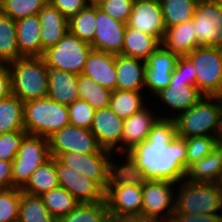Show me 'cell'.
Segmentation results:
<instances>
[{
	"instance_id": "8",
	"label": "cell",
	"mask_w": 222,
	"mask_h": 222,
	"mask_svg": "<svg viewBox=\"0 0 222 222\" xmlns=\"http://www.w3.org/2000/svg\"><path fill=\"white\" fill-rule=\"evenodd\" d=\"M49 158L48 138L26 134L12 161V187L21 189L30 175Z\"/></svg>"
},
{
	"instance_id": "53",
	"label": "cell",
	"mask_w": 222,
	"mask_h": 222,
	"mask_svg": "<svg viewBox=\"0 0 222 222\" xmlns=\"http://www.w3.org/2000/svg\"><path fill=\"white\" fill-rule=\"evenodd\" d=\"M217 148L219 149V151L222 153V138L218 137L217 140Z\"/></svg>"
},
{
	"instance_id": "36",
	"label": "cell",
	"mask_w": 222,
	"mask_h": 222,
	"mask_svg": "<svg viewBox=\"0 0 222 222\" xmlns=\"http://www.w3.org/2000/svg\"><path fill=\"white\" fill-rule=\"evenodd\" d=\"M18 222H57V219L48 212L41 196L21 191Z\"/></svg>"
},
{
	"instance_id": "48",
	"label": "cell",
	"mask_w": 222,
	"mask_h": 222,
	"mask_svg": "<svg viewBox=\"0 0 222 222\" xmlns=\"http://www.w3.org/2000/svg\"><path fill=\"white\" fill-rule=\"evenodd\" d=\"M67 19L79 13L89 3V0H48Z\"/></svg>"
},
{
	"instance_id": "46",
	"label": "cell",
	"mask_w": 222,
	"mask_h": 222,
	"mask_svg": "<svg viewBox=\"0 0 222 222\" xmlns=\"http://www.w3.org/2000/svg\"><path fill=\"white\" fill-rule=\"evenodd\" d=\"M170 82L186 83L196 86V71L192 61L187 57H178Z\"/></svg>"
},
{
	"instance_id": "44",
	"label": "cell",
	"mask_w": 222,
	"mask_h": 222,
	"mask_svg": "<svg viewBox=\"0 0 222 222\" xmlns=\"http://www.w3.org/2000/svg\"><path fill=\"white\" fill-rule=\"evenodd\" d=\"M95 3L100 10L108 14L111 18L127 24L134 0H98Z\"/></svg>"
},
{
	"instance_id": "33",
	"label": "cell",
	"mask_w": 222,
	"mask_h": 222,
	"mask_svg": "<svg viewBox=\"0 0 222 222\" xmlns=\"http://www.w3.org/2000/svg\"><path fill=\"white\" fill-rule=\"evenodd\" d=\"M24 130V103L14 95L0 100V134Z\"/></svg>"
},
{
	"instance_id": "17",
	"label": "cell",
	"mask_w": 222,
	"mask_h": 222,
	"mask_svg": "<svg viewBox=\"0 0 222 222\" xmlns=\"http://www.w3.org/2000/svg\"><path fill=\"white\" fill-rule=\"evenodd\" d=\"M127 24L111 18L96 4V32L92 49L113 55H120Z\"/></svg>"
},
{
	"instance_id": "30",
	"label": "cell",
	"mask_w": 222,
	"mask_h": 222,
	"mask_svg": "<svg viewBox=\"0 0 222 222\" xmlns=\"http://www.w3.org/2000/svg\"><path fill=\"white\" fill-rule=\"evenodd\" d=\"M145 93L146 92L114 90L112 91L109 107L120 118L123 120L127 119L131 115L140 112L149 104L150 99L147 98Z\"/></svg>"
},
{
	"instance_id": "12",
	"label": "cell",
	"mask_w": 222,
	"mask_h": 222,
	"mask_svg": "<svg viewBox=\"0 0 222 222\" xmlns=\"http://www.w3.org/2000/svg\"><path fill=\"white\" fill-rule=\"evenodd\" d=\"M48 146L50 157L53 158L69 152L93 154L101 148L90 129L71 124L53 133L48 138Z\"/></svg>"
},
{
	"instance_id": "35",
	"label": "cell",
	"mask_w": 222,
	"mask_h": 222,
	"mask_svg": "<svg viewBox=\"0 0 222 222\" xmlns=\"http://www.w3.org/2000/svg\"><path fill=\"white\" fill-rule=\"evenodd\" d=\"M78 92L79 98L95 110L109 107L112 91L97 84L90 77L78 75Z\"/></svg>"
},
{
	"instance_id": "27",
	"label": "cell",
	"mask_w": 222,
	"mask_h": 222,
	"mask_svg": "<svg viewBox=\"0 0 222 222\" xmlns=\"http://www.w3.org/2000/svg\"><path fill=\"white\" fill-rule=\"evenodd\" d=\"M191 183L216 182L222 184V153L216 147L200 161L191 165L186 174Z\"/></svg>"
},
{
	"instance_id": "43",
	"label": "cell",
	"mask_w": 222,
	"mask_h": 222,
	"mask_svg": "<svg viewBox=\"0 0 222 222\" xmlns=\"http://www.w3.org/2000/svg\"><path fill=\"white\" fill-rule=\"evenodd\" d=\"M177 59V55L160 45L145 61V71L173 72Z\"/></svg>"
},
{
	"instance_id": "52",
	"label": "cell",
	"mask_w": 222,
	"mask_h": 222,
	"mask_svg": "<svg viewBox=\"0 0 222 222\" xmlns=\"http://www.w3.org/2000/svg\"><path fill=\"white\" fill-rule=\"evenodd\" d=\"M112 222H162L156 219H150L143 216H127L112 220Z\"/></svg>"
},
{
	"instance_id": "1",
	"label": "cell",
	"mask_w": 222,
	"mask_h": 222,
	"mask_svg": "<svg viewBox=\"0 0 222 222\" xmlns=\"http://www.w3.org/2000/svg\"><path fill=\"white\" fill-rule=\"evenodd\" d=\"M129 154L147 180L178 183L186 178V141L177 136L174 119L160 118Z\"/></svg>"
},
{
	"instance_id": "54",
	"label": "cell",
	"mask_w": 222,
	"mask_h": 222,
	"mask_svg": "<svg viewBox=\"0 0 222 222\" xmlns=\"http://www.w3.org/2000/svg\"><path fill=\"white\" fill-rule=\"evenodd\" d=\"M219 137L222 138V113H221V122H220V131H219Z\"/></svg>"
},
{
	"instance_id": "23",
	"label": "cell",
	"mask_w": 222,
	"mask_h": 222,
	"mask_svg": "<svg viewBox=\"0 0 222 222\" xmlns=\"http://www.w3.org/2000/svg\"><path fill=\"white\" fill-rule=\"evenodd\" d=\"M42 50L54 47L68 32V19L49 2L38 13Z\"/></svg>"
},
{
	"instance_id": "39",
	"label": "cell",
	"mask_w": 222,
	"mask_h": 222,
	"mask_svg": "<svg viewBox=\"0 0 222 222\" xmlns=\"http://www.w3.org/2000/svg\"><path fill=\"white\" fill-rule=\"evenodd\" d=\"M48 0H0V12L17 21L36 15Z\"/></svg>"
},
{
	"instance_id": "45",
	"label": "cell",
	"mask_w": 222,
	"mask_h": 222,
	"mask_svg": "<svg viewBox=\"0 0 222 222\" xmlns=\"http://www.w3.org/2000/svg\"><path fill=\"white\" fill-rule=\"evenodd\" d=\"M26 134L25 130H15L0 134V160L13 161Z\"/></svg>"
},
{
	"instance_id": "13",
	"label": "cell",
	"mask_w": 222,
	"mask_h": 222,
	"mask_svg": "<svg viewBox=\"0 0 222 222\" xmlns=\"http://www.w3.org/2000/svg\"><path fill=\"white\" fill-rule=\"evenodd\" d=\"M111 153L109 150L100 148L93 154L76 152L60 154L57 159L63 165L96 182L106 192L108 187V159Z\"/></svg>"
},
{
	"instance_id": "15",
	"label": "cell",
	"mask_w": 222,
	"mask_h": 222,
	"mask_svg": "<svg viewBox=\"0 0 222 222\" xmlns=\"http://www.w3.org/2000/svg\"><path fill=\"white\" fill-rule=\"evenodd\" d=\"M56 173L60 187L68 190L79 203L105 201V191L96 182L63 165L57 158Z\"/></svg>"
},
{
	"instance_id": "20",
	"label": "cell",
	"mask_w": 222,
	"mask_h": 222,
	"mask_svg": "<svg viewBox=\"0 0 222 222\" xmlns=\"http://www.w3.org/2000/svg\"><path fill=\"white\" fill-rule=\"evenodd\" d=\"M116 157V158H115ZM108 186H143L147 179L129 153H111L108 159Z\"/></svg>"
},
{
	"instance_id": "49",
	"label": "cell",
	"mask_w": 222,
	"mask_h": 222,
	"mask_svg": "<svg viewBox=\"0 0 222 222\" xmlns=\"http://www.w3.org/2000/svg\"><path fill=\"white\" fill-rule=\"evenodd\" d=\"M170 222H222V214H189L174 211Z\"/></svg>"
},
{
	"instance_id": "19",
	"label": "cell",
	"mask_w": 222,
	"mask_h": 222,
	"mask_svg": "<svg viewBox=\"0 0 222 222\" xmlns=\"http://www.w3.org/2000/svg\"><path fill=\"white\" fill-rule=\"evenodd\" d=\"M123 123L122 118L106 107L95 110L90 130L101 148L113 152L120 145Z\"/></svg>"
},
{
	"instance_id": "25",
	"label": "cell",
	"mask_w": 222,
	"mask_h": 222,
	"mask_svg": "<svg viewBox=\"0 0 222 222\" xmlns=\"http://www.w3.org/2000/svg\"><path fill=\"white\" fill-rule=\"evenodd\" d=\"M48 76V98L65 106H69L74 101L80 99L77 74L49 69Z\"/></svg>"
},
{
	"instance_id": "9",
	"label": "cell",
	"mask_w": 222,
	"mask_h": 222,
	"mask_svg": "<svg viewBox=\"0 0 222 222\" xmlns=\"http://www.w3.org/2000/svg\"><path fill=\"white\" fill-rule=\"evenodd\" d=\"M176 183L147 180L142 186L141 216L170 222L174 212Z\"/></svg>"
},
{
	"instance_id": "2",
	"label": "cell",
	"mask_w": 222,
	"mask_h": 222,
	"mask_svg": "<svg viewBox=\"0 0 222 222\" xmlns=\"http://www.w3.org/2000/svg\"><path fill=\"white\" fill-rule=\"evenodd\" d=\"M12 95L23 103L46 98L49 69L41 57H23L8 64Z\"/></svg>"
},
{
	"instance_id": "29",
	"label": "cell",
	"mask_w": 222,
	"mask_h": 222,
	"mask_svg": "<svg viewBox=\"0 0 222 222\" xmlns=\"http://www.w3.org/2000/svg\"><path fill=\"white\" fill-rule=\"evenodd\" d=\"M160 45L154 36L126 27L121 55L146 61Z\"/></svg>"
},
{
	"instance_id": "31",
	"label": "cell",
	"mask_w": 222,
	"mask_h": 222,
	"mask_svg": "<svg viewBox=\"0 0 222 222\" xmlns=\"http://www.w3.org/2000/svg\"><path fill=\"white\" fill-rule=\"evenodd\" d=\"M20 58L16 21L0 12V62L9 64Z\"/></svg>"
},
{
	"instance_id": "6",
	"label": "cell",
	"mask_w": 222,
	"mask_h": 222,
	"mask_svg": "<svg viewBox=\"0 0 222 222\" xmlns=\"http://www.w3.org/2000/svg\"><path fill=\"white\" fill-rule=\"evenodd\" d=\"M92 46L67 32L58 43L43 52L42 59L48 69L82 74Z\"/></svg>"
},
{
	"instance_id": "26",
	"label": "cell",
	"mask_w": 222,
	"mask_h": 222,
	"mask_svg": "<svg viewBox=\"0 0 222 222\" xmlns=\"http://www.w3.org/2000/svg\"><path fill=\"white\" fill-rule=\"evenodd\" d=\"M161 45L178 57L188 56L199 47L192 20L167 28Z\"/></svg>"
},
{
	"instance_id": "28",
	"label": "cell",
	"mask_w": 222,
	"mask_h": 222,
	"mask_svg": "<svg viewBox=\"0 0 222 222\" xmlns=\"http://www.w3.org/2000/svg\"><path fill=\"white\" fill-rule=\"evenodd\" d=\"M59 186L56 158L50 157L30 175L21 191L29 195L42 196Z\"/></svg>"
},
{
	"instance_id": "42",
	"label": "cell",
	"mask_w": 222,
	"mask_h": 222,
	"mask_svg": "<svg viewBox=\"0 0 222 222\" xmlns=\"http://www.w3.org/2000/svg\"><path fill=\"white\" fill-rule=\"evenodd\" d=\"M67 108L71 125L85 129L91 128L95 109L90 104L78 99L67 106Z\"/></svg>"
},
{
	"instance_id": "51",
	"label": "cell",
	"mask_w": 222,
	"mask_h": 222,
	"mask_svg": "<svg viewBox=\"0 0 222 222\" xmlns=\"http://www.w3.org/2000/svg\"><path fill=\"white\" fill-rule=\"evenodd\" d=\"M12 188V161L0 160V189Z\"/></svg>"
},
{
	"instance_id": "11",
	"label": "cell",
	"mask_w": 222,
	"mask_h": 222,
	"mask_svg": "<svg viewBox=\"0 0 222 222\" xmlns=\"http://www.w3.org/2000/svg\"><path fill=\"white\" fill-rule=\"evenodd\" d=\"M199 46L222 49V7L213 0H199L192 19Z\"/></svg>"
},
{
	"instance_id": "18",
	"label": "cell",
	"mask_w": 222,
	"mask_h": 222,
	"mask_svg": "<svg viewBox=\"0 0 222 222\" xmlns=\"http://www.w3.org/2000/svg\"><path fill=\"white\" fill-rule=\"evenodd\" d=\"M105 200L111 220L127 216H141L142 186H108Z\"/></svg>"
},
{
	"instance_id": "16",
	"label": "cell",
	"mask_w": 222,
	"mask_h": 222,
	"mask_svg": "<svg viewBox=\"0 0 222 222\" xmlns=\"http://www.w3.org/2000/svg\"><path fill=\"white\" fill-rule=\"evenodd\" d=\"M127 27L154 36L161 43L167 28L159 1L134 0Z\"/></svg>"
},
{
	"instance_id": "22",
	"label": "cell",
	"mask_w": 222,
	"mask_h": 222,
	"mask_svg": "<svg viewBox=\"0 0 222 222\" xmlns=\"http://www.w3.org/2000/svg\"><path fill=\"white\" fill-rule=\"evenodd\" d=\"M82 74L104 88L116 90L115 55L92 49L87 56Z\"/></svg>"
},
{
	"instance_id": "4",
	"label": "cell",
	"mask_w": 222,
	"mask_h": 222,
	"mask_svg": "<svg viewBox=\"0 0 222 222\" xmlns=\"http://www.w3.org/2000/svg\"><path fill=\"white\" fill-rule=\"evenodd\" d=\"M174 211L189 214H222V184L191 183L186 179L176 183Z\"/></svg>"
},
{
	"instance_id": "24",
	"label": "cell",
	"mask_w": 222,
	"mask_h": 222,
	"mask_svg": "<svg viewBox=\"0 0 222 222\" xmlns=\"http://www.w3.org/2000/svg\"><path fill=\"white\" fill-rule=\"evenodd\" d=\"M17 43L22 57H42L41 23L38 14L16 21Z\"/></svg>"
},
{
	"instance_id": "37",
	"label": "cell",
	"mask_w": 222,
	"mask_h": 222,
	"mask_svg": "<svg viewBox=\"0 0 222 222\" xmlns=\"http://www.w3.org/2000/svg\"><path fill=\"white\" fill-rule=\"evenodd\" d=\"M57 222H112L106 200L99 203H80Z\"/></svg>"
},
{
	"instance_id": "21",
	"label": "cell",
	"mask_w": 222,
	"mask_h": 222,
	"mask_svg": "<svg viewBox=\"0 0 222 222\" xmlns=\"http://www.w3.org/2000/svg\"><path fill=\"white\" fill-rule=\"evenodd\" d=\"M116 90L145 91L146 62L133 57L115 55Z\"/></svg>"
},
{
	"instance_id": "38",
	"label": "cell",
	"mask_w": 222,
	"mask_h": 222,
	"mask_svg": "<svg viewBox=\"0 0 222 222\" xmlns=\"http://www.w3.org/2000/svg\"><path fill=\"white\" fill-rule=\"evenodd\" d=\"M41 197L48 212L56 219L69 214L80 204L68 190L60 186Z\"/></svg>"
},
{
	"instance_id": "5",
	"label": "cell",
	"mask_w": 222,
	"mask_h": 222,
	"mask_svg": "<svg viewBox=\"0 0 222 222\" xmlns=\"http://www.w3.org/2000/svg\"><path fill=\"white\" fill-rule=\"evenodd\" d=\"M70 124L68 108L48 97L24 102V130L49 138Z\"/></svg>"
},
{
	"instance_id": "34",
	"label": "cell",
	"mask_w": 222,
	"mask_h": 222,
	"mask_svg": "<svg viewBox=\"0 0 222 222\" xmlns=\"http://www.w3.org/2000/svg\"><path fill=\"white\" fill-rule=\"evenodd\" d=\"M199 0H160L166 28L193 19Z\"/></svg>"
},
{
	"instance_id": "55",
	"label": "cell",
	"mask_w": 222,
	"mask_h": 222,
	"mask_svg": "<svg viewBox=\"0 0 222 222\" xmlns=\"http://www.w3.org/2000/svg\"><path fill=\"white\" fill-rule=\"evenodd\" d=\"M213 1L222 7V0H213Z\"/></svg>"
},
{
	"instance_id": "7",
	"label": "cell",
	"mask_w": 222,
	"mask_h": 222,
	"mask_svg": "<svg viewBox=\"0 0 222 222\" xmlns=\"http://www.w3.org/2000/svg\"><path fill=\"white\" fill-rule=\"evenodd\" d=\"M187 57L195 66L199 91L204 96L222 97V49L199 46Z\"/></svg>"
},
{
	"instance_id": "40",
	"label": "cell",
	"mask_w": 222,
	"mask_h": 222,
	"mask_svg": "<svg viewBox=\"0 0 222 222\" xmlns=\"http://www.w3.org/2000/svg\"><path fill=\"white\" fill-rule=\"evenodd\" d=\"M186 141V170L200 161L217 147L218 137L197 136L184 138Z\"/></svg>"
},
{
	"instance_id": "10",
	"label": "cell",
	"mask_w": 222,
	"mask_h": 222,
	"mask_svg": "<svg viewBox=\"0 0 222 222\" xmlns=\"http://www.w3.org/2000/svg\"><path fill=\"white\" fill-rule=\"evenodd\" d=\"M203 97L197 86L170 82L167 88L162 89L150 99V103L156 108L160 118L175 119L180 113L192 108Z\"/></svg>"
},
{
	"instance_id": "50",
	"label": "cell",
	"mask_w": 222,
	"mask_h": 222,
	"mask_svg": "<svg viewBox=\"0 0 222 222\" xmlns=\"http://www.w3.org/2000/svg\"><path fill=\"white\" fill-rule=\"evenodd\" d=\"M11 94V76L8 64L0 62V100L9 97Z\"/></svg>"
},
{
	"instance_id": "41",
	"label": "cell",
	"mask_w": 222,
	"mask_h": 222,
	"mask_svg": "<svg viewBox=\"0 0 222 222\" xmlns=\"http://www.w3.org/2000/svg\"><path fill=\"white\" fill-rule=\"evenodd\" d=\"M20 188L0 189V222H18Z\"/></svg>"
},
{
	"instance_id": "32",
	"label": "cell",
	"mask_w": 222,
	"mask_h": 222,
	"mask_svg": "<svg viewBox=\"0 0 222 222\" xmlns=\"http://www.w3.org/2000/svg\"><path fill=\"white\" fill-rule=\"evenodd\" d=\"M68 32L88 44L93 42L96 32V3H89L68 19Z\"/></svg>"
},
{
	"instance_id": "14",
	"label": "cell",
	"mask_w": 222,
	"mask_h": 222,
	"mask_svg": "<svg viewBox=\"0 0 222 222\" xmlns=\"http://www.w3.org/2000/svg\"><path fill=\"white\" fill-rule=\"evenodd\" d=\"M159 119L158 112L150 102L140 112L124 119L121 142L113 153H129L148 138L152 127Z\"/></svg>"
},
{
	"instance_id": "56",
	"label": "cell",
	"mask_w": 222,
	"mask_h": 222,
	"mask_svg": "<svg viewBox=\"0 0 222 222\" xmlns=\"http://www.w3.org/2000/svg\"><path fill=\"white\" fill-rule=\"evenodd\" d=\"M89 1L95 3V2H97L98 0H89Z\"/></svg>"
},
{
	"instance_id": "3",
	"label": "cell",
	"mask_w": 222,
	"mask_h": 222,
	"mask_svg": "<svg viewBox=\"0 0 222 222\" xmlns=\"http://www.w3.org/2000/svg\"><path fill=\"white\" fill-rule=\"evenodd\" d=\"M222 113V97L204 96L192 108L180 113L175 119L177 136L219 137Z\"/></svg>"
},
{
	"instance_id": "47",
	"label": "cell",
	"mask_w": 222,
	"mask_h": 222,
	"mask_svg": "<svg viewBox=\"0 0 222 222\" xmlns=\"http://www.w3.org/2000/svg\"><path fill=\"white\" fill-rule=\"evenodd\" d=\"M172 72L145 71V91L147 97H153L169 86ZM149 94V95H148Z\"/></svg>"
}]
</instances>
